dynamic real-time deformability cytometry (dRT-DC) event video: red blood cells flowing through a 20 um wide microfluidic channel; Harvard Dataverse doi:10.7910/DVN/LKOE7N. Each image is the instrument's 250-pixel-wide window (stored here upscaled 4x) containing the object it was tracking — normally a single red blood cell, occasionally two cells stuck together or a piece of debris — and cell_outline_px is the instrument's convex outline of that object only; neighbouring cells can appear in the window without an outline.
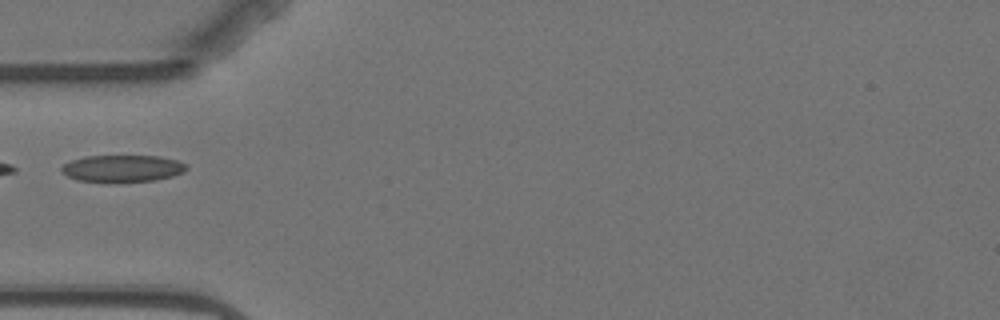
{"species": "Egyptian fruit bat (a non-hibernating species)", "species_latin": "Rousettus aegyptiacus", "temperature_condition": "warm", "stored_images_in_passage": 10, "camera_frame_rate_fps": 3000, "um_per_image_px": 0.085, "animal": {"sex": "female"}, "frame": {"image": 1, "passage_image": 5, "time_ms": 6.333, "image_size_px": [1000, 320], "cell_outline_px": [[188, 168], [184, 172], [172, 176], [156, 180], [116, 184], [76, 180], [60, 172], [60, 168], [64, 164], [72, 160], [84, 156], [160, 156], [176, 160], [188, 164]], "centroid_in_image_um": [10.4, 14.35], "position_along_channel_um": 74.6, "area_um2": 20.29}}
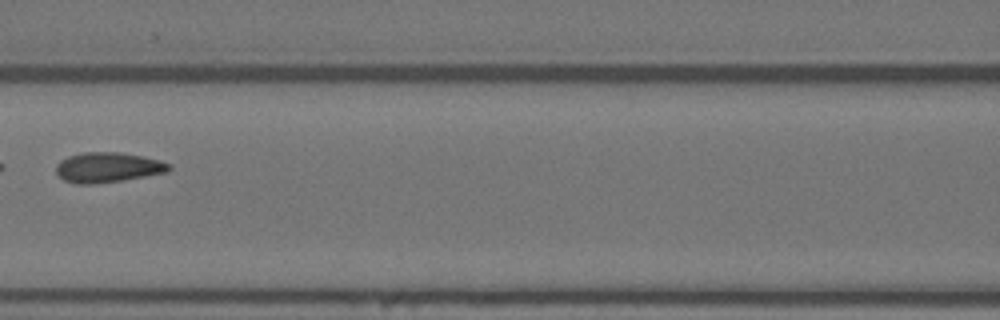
{"frame": {"image": 2, "passage_image": 7, "time_ms": 8.667, "image_size_px": [1000, 320], "cell_outline_px": [[172, 168], [168, 172], [124, 180], [92, 184], [76, 184], [64, 180], [56, 172], [56, 164], [60, 160], [68, 156], [84, 152], [120, 152], [160, 160], [172, 164]], "centroid_in_image_um": [9.18, 14.23], "position_along_channel_um": 157.4, "area_um2": 19.88}}
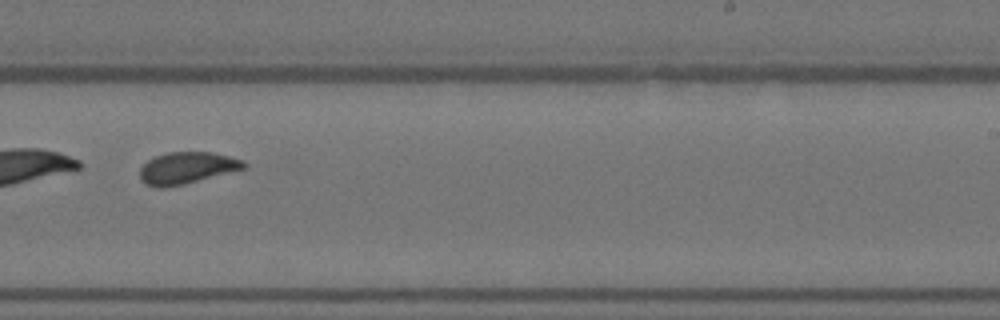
{"frame": {"image": 3, "passage_image": 10, "time_ms": 12.0, "image_size_px": [1000, 320], "cell_outline_px": [[248, 164], [244, 168], [184, 184], [164, 188], [160, 188], [144, 184], [140, 180], [140, 168], [148, 160], [156, 156], [168, 152], [212, 152], [244, 160]], "centroid_in_image_um": [15.85, 14.28], "position_along_channel_um": 273.1, "area_um2": 19.13}}